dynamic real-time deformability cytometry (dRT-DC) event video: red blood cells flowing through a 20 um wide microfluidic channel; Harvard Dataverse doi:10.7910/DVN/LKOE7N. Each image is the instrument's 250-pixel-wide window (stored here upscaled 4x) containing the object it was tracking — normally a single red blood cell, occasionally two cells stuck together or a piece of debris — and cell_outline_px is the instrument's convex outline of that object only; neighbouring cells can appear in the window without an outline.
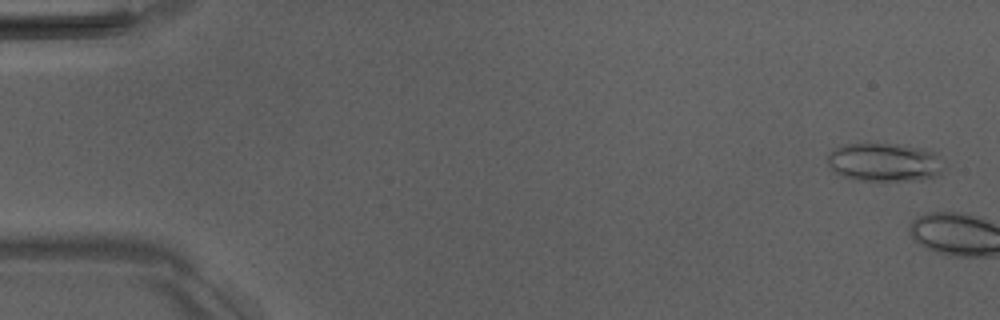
{"species": "Egyptian fruit bat (a non-hibernating species)", "species_latin": "Rousettus aegyptiacus", "temperature_condition": "room temperature", "stored_images_in_passage": 2, "camera_frame_rate_fps": 3000, "um_per_image_px": 0.085, "animal": {"sex": "male"}, "frame": {"image": 1, "passage_image": 1, "time_ms": 0.0, "image_size_px": [1000, 320], "cell_outline_px": [[948, 168], [936, 176], [924, 180], [860, 180], [844, 176], [836, 172], [828, 164], [828, 152], [832, 148], [840, 144], [904, 144], [924, 148], [936, 152], [940, 156]], "centroid_in_image_um": [75.26, 13.77], "position_along_channel_um": 9.7, "area_um2": 26.65}}